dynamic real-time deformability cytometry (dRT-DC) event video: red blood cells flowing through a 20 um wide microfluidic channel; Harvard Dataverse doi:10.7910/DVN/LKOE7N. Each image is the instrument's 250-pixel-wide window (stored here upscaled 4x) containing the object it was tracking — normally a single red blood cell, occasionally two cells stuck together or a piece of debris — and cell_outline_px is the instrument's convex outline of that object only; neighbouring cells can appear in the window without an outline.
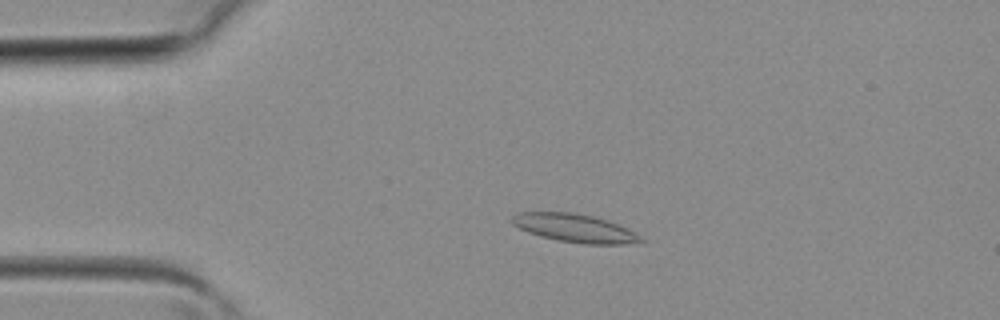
{"species": "common noctule bat (a hibernating species)", "species_latin": "Nyctalus noctula", "temperature_condition": "room temperature", "stored_images_in_passage": 33, "camera_frame_rate_fps": 3000, "um_per_image_px": 0.085, "animal": {"sex": "female", "body_mass_g": 19.3, "forearm_length_mm": 54.1}, "frame": {"image": 1, "passage_image": 2, "time_ms": 0.333, "image_size_px": [1000, 320], "cell_outline_px": [[648, 240], [644, 244], [584, 244], [560, 240], [540, 236], [528, 232], [512, 224], [512, 216], [520, 212], [572, 212], [592, 216], [608, 220], [628, 228], [636, 232]], "centroid_in_image_um": [48.98, 19.4], "position_along_channel_um": 36.0, "area_um2": 21.5}}
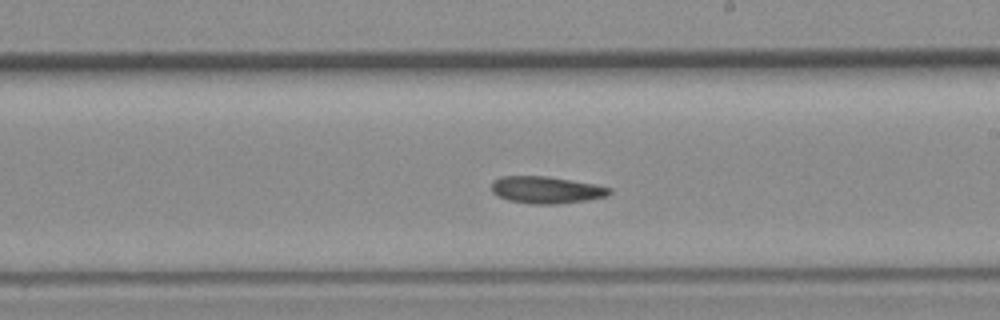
{"frame": {"image": 2, "passage_image": 16, "time_ms": 5.0, "image_size_px": [1000, 320], "cell_outline_px": [[612, 192], [608, 196], [584, 200], [556, 204], [532, 204], [508, 200], [492, 192], [492, 180], [500, 176], [544, 176], [596, 184], [612, 188]], "centroid_in_image_um": [46.44, 16.13], "position_along_channel_um": 242.6, "area_um2": 18.5}}
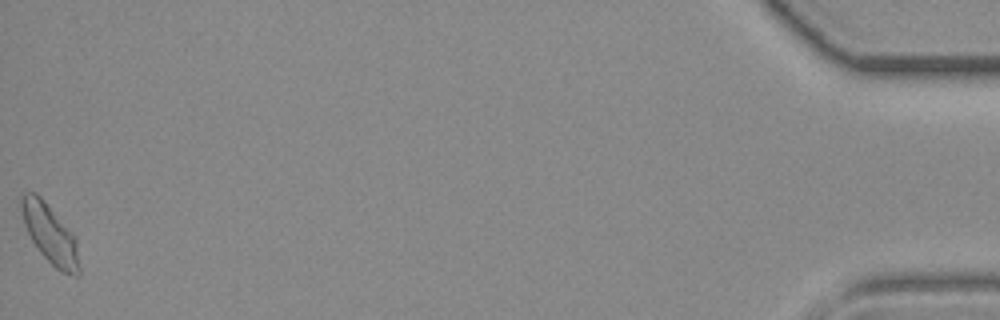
{"frame": {"image": 3, "passage_image": 33, "time_ms": 10.667, "image_size_px": [1000, 320], "cell_outline_px": [[80, 276], [72, 276], [60, 272], [40, 252], [32, 240], [24, 224], [20, 208], [20, 200], [24, 192], [36, 192], [40, 196], [76, 240], [80, 268]], "centroid_in_image_um": [4.24, 19.93], "position_along_channel_um": 431.0, "area_um2": 19.48}}